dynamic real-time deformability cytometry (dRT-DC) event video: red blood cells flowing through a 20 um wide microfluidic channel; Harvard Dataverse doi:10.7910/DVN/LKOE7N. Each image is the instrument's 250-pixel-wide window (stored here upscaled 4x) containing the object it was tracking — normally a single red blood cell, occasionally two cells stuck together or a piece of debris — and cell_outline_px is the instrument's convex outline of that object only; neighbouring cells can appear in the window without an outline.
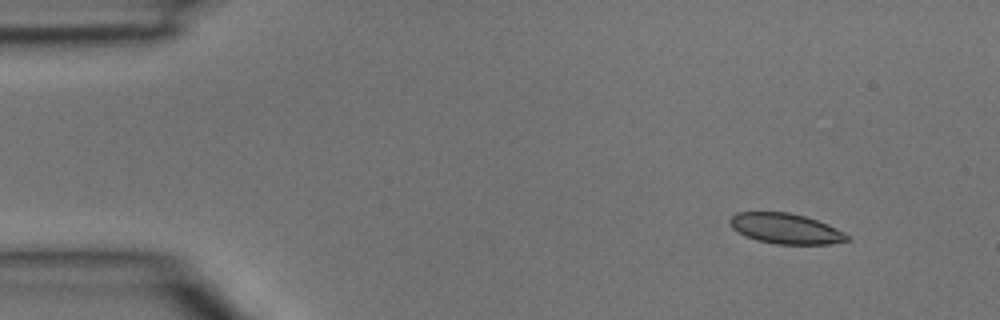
{"species": "common noctule bat (a hibernating species)", "species_latin": "Nyctalus noctula", "temperature_condition": "room temperature", "stored_images_in_passage": 3, "camera_frame_rate_fps": 3000, "um_per_image_px": 0.085, "animal": {"sex": "male", "body_mass_g": 15.6}, "frame": {"image": 1, "passage_image": 1, "time_ms": 0.0, "image_size_px": [1000, 320], "cell_outline_px": [[852, 240], [828, 244], [776, 244], [756, 240], [732, 228], [728, 220], [736, 212], [788, 212], [804, 216], [828, 224], [852, 236]], "centroid_in_image_um": [66.82, 19.43], "position_along_channel_um": 18.2, "area_um2": 20.75}}
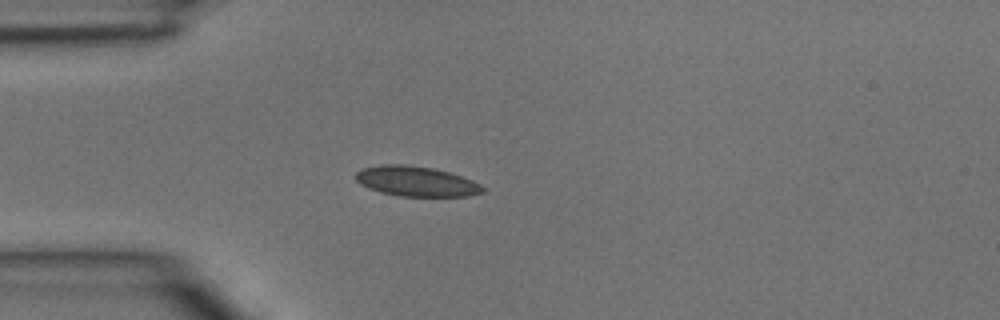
{"frame": {"image": 2, "passage_image": 3, "time_ms": 0.667, "image_size_px": [1000, 320], "cell_outline_px": [[484, 192], [468, 196], [400, 196], [380, 192], [368, 188], [360, 184], [356, 180], [356, 172], [360, 168], [380, 164], [404, 164], [432, 168], [448, 172], [472, 180], [480, 184], [484, 188]], "centroid_in_image_um": [35.34, 15.41], "position_along_channel_um": 49.7, "area_um2": 22.25}}